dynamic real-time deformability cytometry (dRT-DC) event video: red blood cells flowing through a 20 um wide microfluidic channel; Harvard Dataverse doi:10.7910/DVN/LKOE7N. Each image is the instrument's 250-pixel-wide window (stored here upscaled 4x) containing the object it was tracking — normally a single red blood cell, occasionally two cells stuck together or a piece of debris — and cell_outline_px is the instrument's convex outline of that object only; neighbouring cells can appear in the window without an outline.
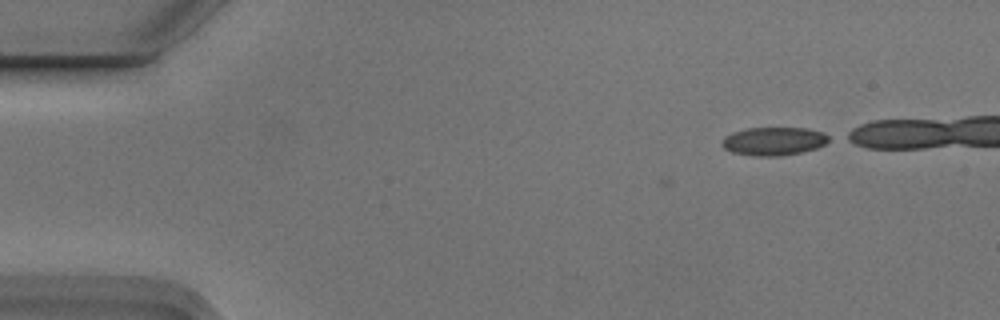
{"species": "Egyptian fruit bat (a non-hibernating species)", "species_latin": "Rousettus aegyptiacus", "temperature_condition": "cold", "stored_images_in_passage": 3, "camera_frame_rate_fps": 3000, "um_per_image_px": 0.085, "animal": {"sex": "male"}, "frame": {"image": 1, "passage_image": 1, "time_ms": 0.0, "image_size_px": [1000, 320], "cell_outline_px": [[832, 140], [816, 148], [804, 152], [780, 156], [752, 156], [732, 152], [724, 148], [720, 144], [720, 140], [724, 136], [732, 132], [748, 128], [808, 128], [824, 132], [832, 136]], "centroid_in_image_um": [65.79, 12.0], "position_along_channel_um": 19.2, "area_um2": 18.03}}